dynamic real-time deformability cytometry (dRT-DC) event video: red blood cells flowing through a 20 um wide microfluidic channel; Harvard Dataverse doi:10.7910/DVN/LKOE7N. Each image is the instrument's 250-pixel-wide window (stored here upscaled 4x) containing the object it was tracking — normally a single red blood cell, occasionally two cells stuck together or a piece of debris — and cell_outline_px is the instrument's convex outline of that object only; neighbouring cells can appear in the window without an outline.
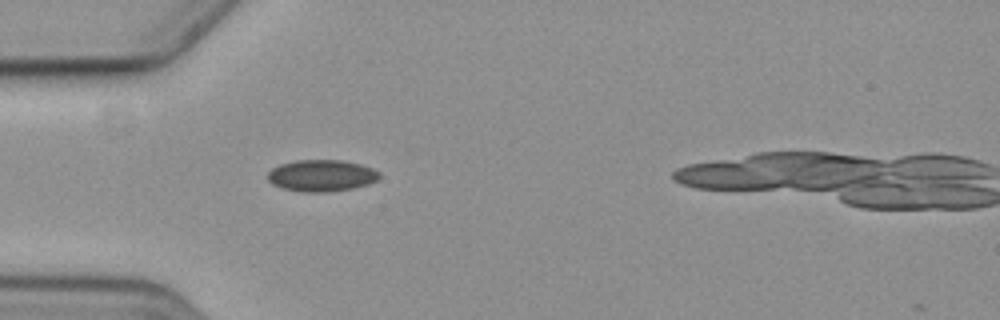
{"species": "common noctule bat (a hibernating species)", "species_latin": "Nyctalus noctula", "temperature_condition": "cold", "stored_images_in_passage": 5, "camera_frame_rate_fps": 3000, "um_per_image_px": 0.085, "animal": {"sex": "female", "body_mass_g": 19.3, "forearm_length_mm": 54.1}, "frame": {"image": 1, "passage_image": 4, "time_ms": 3.667, "image_size_px": [1000, 320], "cell_outline_px": [[380, 176], [376, 180], [368, 184], [352, 188], [324, 192], [304, 192], [284, 188], [272, 184], [268, 180], [268, 172], [272, 168], [280, 164], [296, 160], [344, 160], [360, 164], [372, 168], [380, 172]], "centroid_in_image_um": [27.33, 14.91], "position_along_channel_um": 57.7, "area_um2": 20.52}}